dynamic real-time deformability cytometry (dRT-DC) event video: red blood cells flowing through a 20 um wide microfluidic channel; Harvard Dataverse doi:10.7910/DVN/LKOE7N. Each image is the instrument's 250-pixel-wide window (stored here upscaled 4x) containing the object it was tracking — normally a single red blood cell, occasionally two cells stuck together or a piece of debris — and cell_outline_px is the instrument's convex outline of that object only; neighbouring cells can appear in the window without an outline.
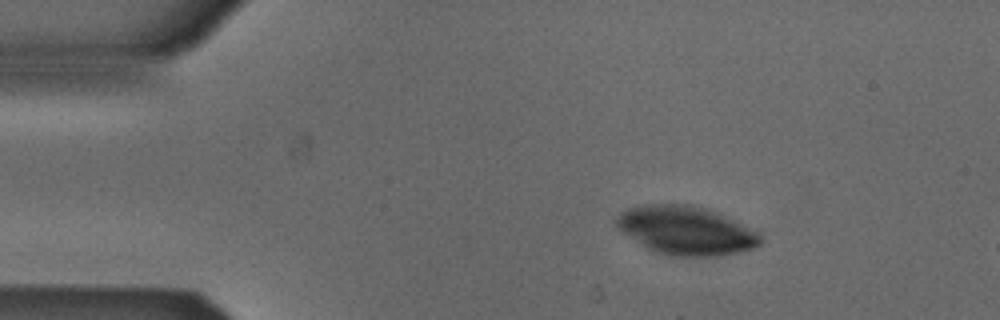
{"species": "Egyptian fruit bat (a non-hibernating species)", "species_latin": "Rousettus aegyptiacus", "temperature_condition": "cold", "stored_images_in_passage": 3, "segment_of_instrument_passage": [1, 2], "camera_frame_rate_fps": 3000, "um_per_image_px": 0.085, "animal": {"sex": "male"}, "frame": {"image": 1, "passage_image": 1, "time_ms": 0.0, "image_size_px": [1000, 320], "cell_outline_px": [[764, 240], [760, 244], [752, 248], [736, 252], [716, 256], [672, 256], [656, 252], [648, 248], [616, 228], [616, 216], [620, 212], [628, 208], [644, 204], [688, 204], [712, 212], [760, 232], [764, 236]], "centroid_in_image_um": [58.28, 19.6], "position_along_channel_um": 26.7, "area_um2": 40.23}}